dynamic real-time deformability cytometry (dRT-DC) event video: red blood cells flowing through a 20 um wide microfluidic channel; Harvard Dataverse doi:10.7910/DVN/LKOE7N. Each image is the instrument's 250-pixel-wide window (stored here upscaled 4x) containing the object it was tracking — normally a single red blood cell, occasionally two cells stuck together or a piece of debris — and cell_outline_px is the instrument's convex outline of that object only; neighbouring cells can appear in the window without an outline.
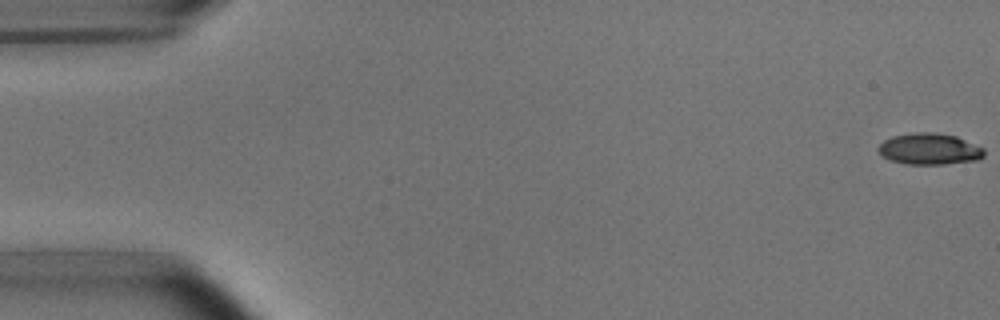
{"species": "common noctule bat (a hibernating species)", "species_latin": "Nyctalus noctula", "temperature_condition": "room temperature", "stored_images_in_passage": 5, "camera_frame_rate_fps": 3000, "um_per_image_px": 0.085, "animal": {"sex": "male", "body_mass_g": 15.6}, "frame": {"image": 1, "passage_image": 1, "time_ms": 0.0, "image_size_px": [1000, 320], "cell_outline_px": [[984, 156], [980, 160], [944, 164], [904, 164], [888, 160], [876, 148], [884, 140], [892, 136], [912, 132], [936, 132], [956, 136], [984, 148]], "centroid_in_image_um": [79.0, 12.66], "position_along_channel_um": 6.0, "area_um2": 19.54}}
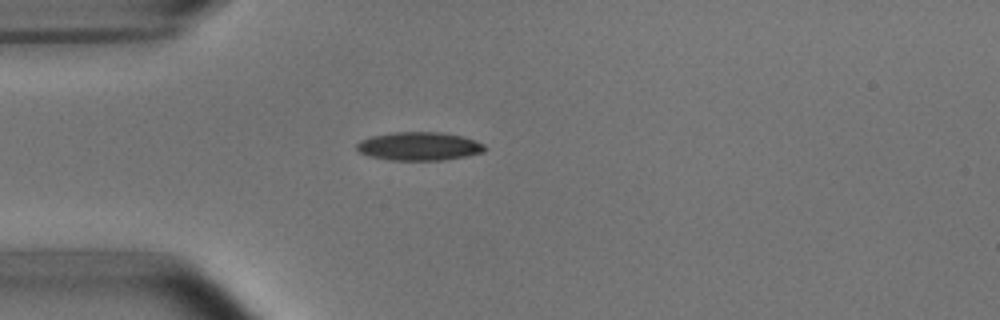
{"frame": {"image": 2, "passage_image": 4, "time_ms": 4.667, "image_size_px": [1000, 320], "cell_outline_px": [[488, 148], [484, 152], [444, 160], [392, 160], [368, 156], [360, 152], [356, 148], [356, 144], [360, 140], [372, 136], [392, 132], [440, 132], [460, 136], [476, 140], [484, 144]], "centroid_in_image_um": [35.63, 12.43], "position_along_channel_um": 49.4, "area_um2": 21.21}}